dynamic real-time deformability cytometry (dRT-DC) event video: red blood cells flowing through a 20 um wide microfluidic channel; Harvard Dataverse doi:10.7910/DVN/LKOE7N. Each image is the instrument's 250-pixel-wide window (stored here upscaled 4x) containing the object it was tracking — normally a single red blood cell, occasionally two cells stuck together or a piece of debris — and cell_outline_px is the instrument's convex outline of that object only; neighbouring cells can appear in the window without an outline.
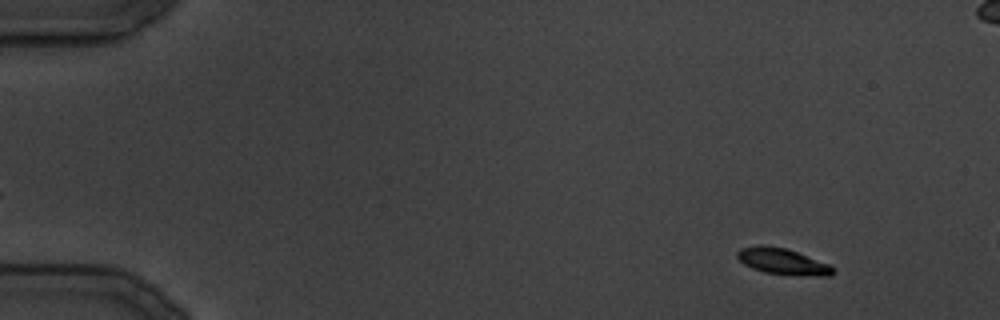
{"species": "common noctule bat (a hibernating species)", "species_latin": "Nyctalus noctula", "temperature_condition": "cold", "stored_images_in_passage": 6, "camera_frame_rate_fps": 3000, "um_per_image_px": 0.085, "animal": {"sex": "male", "body_mass_g": 19.5, "forearm_length_mm": 54.6}, "frame": {"image": 1, "passage_image": 1, "time_ms": 0.0, "image_size_px": [1000, 320], "cell_outline_px": [[836, 272], [828, 276], [820, 276], [764, 272], [752, 268], [744, 264], [736, 256], [736, 252], [740, 248], [760, 244], [784, 248], [796, 252], [828, 264], [836, 268]], "centroid_in_image_um": [66.5, 22.21], "position_along_channel_um": 18.5, "area_um2": 14.33}}